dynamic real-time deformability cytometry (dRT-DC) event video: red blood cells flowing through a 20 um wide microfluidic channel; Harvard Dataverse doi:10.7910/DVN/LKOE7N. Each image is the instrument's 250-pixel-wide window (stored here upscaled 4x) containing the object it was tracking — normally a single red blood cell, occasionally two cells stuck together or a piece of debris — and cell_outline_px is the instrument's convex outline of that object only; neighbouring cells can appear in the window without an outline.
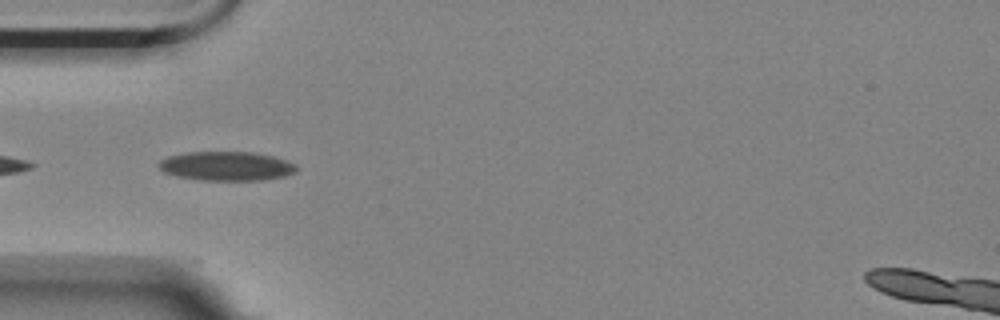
{"species": "Egyptian fruit bat (a non-hibernating species)", "species_latin": "Rousettus aegyptiacus", "temperature_condition": "room temperature", "stored_images_in_passage": 38, "camera_frame_rate_fps": 3000, "um_per_image_px": 0.085, "animal": {"sex": "female"}, "frame": {"image": 1, "passage_image": 2, "time_ms": 0.333, "image_size_px": [1000, 320], "cell_outline_px": [[300, 168], [296, 172], [284, 176], [264, 180], [200, 180], [176, 176], [164, 172], [156, 164], [160, 160], [168, 156], [184, 152], [252, 152], [272, 156], [296, 164]], "centroid_in_image_um": [19.24, 14.12], "position_along_channel_um": 65.8, "area_um2": 23.52}}
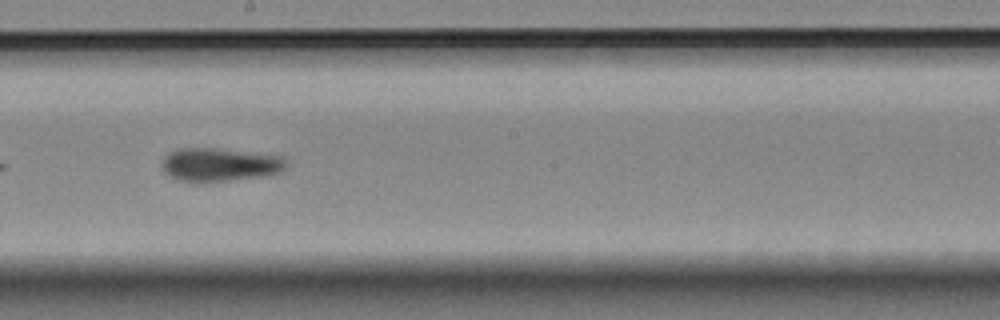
{"frame": {"image": 2, "passage_image": 16, "time_ms": 5.0, "image_size_px": [1000, 320], "cell_outline_px": [[288, 164], [280, 172], [264, 176], [228, 180], [176, 180], [164, 172], [164, 156], [168, 152], [180, 148], [216, 148], [284, 156], [288, 160]], "centroid_in_image_um": [18.73, 13.96], "position_along_channel_um": 229.5, "area_um2": 23.81}}
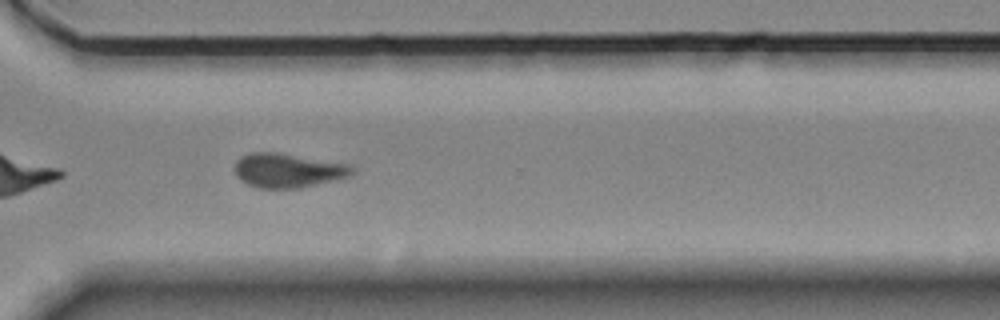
{"frame": {"image": 3, "passage_image": 26, "time_ms": 8.333, "image_size_px": [1000, 320], "cell_outline_px": [[356, 172], [352, 176], [300, 188], [260, 188], [248, 184], [240, 180], [236, 176], [236, 160], [240, 156], [252, 152], [276, 152], [352, 164], [356, 168]], "centroid_in_image_um": [24.54, 14.48], "position_along_channel_um": 346.1, "area_um2": 23.7}, "authors_computed_cell_mechanics": {"area_um2": 23.3801, "velocity_mm_per_s": 3.5013, "shape_relaxation_time_tau1_ms": 7.6659, "shape_relaxation_time_tau2_ms": 4.6783, "deformation_change_tau1": 0.1467, "deformation_change_tau2": 0.0955}}